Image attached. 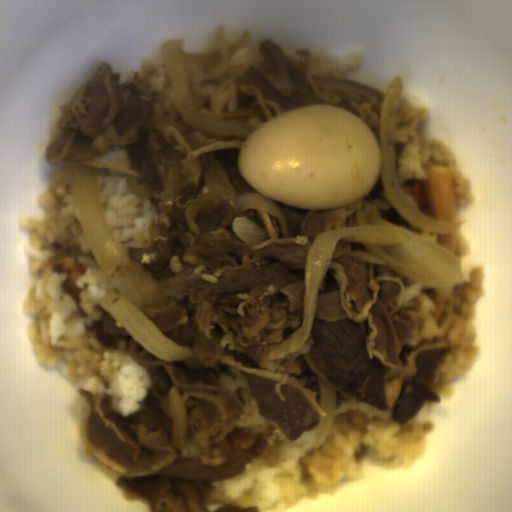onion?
<instances>
[{"mask_svg": "<svg viewBox=\"0 0 512 512\" xmlns=\"http://www.w3.org/2000/svg\"><path fill=\"white\" fill-rule=\"evenodd\" d=\"M340 240L361 243L351 254L375 267H388L426 288L455 287L464 281L459 256L441 243L380 217L372 202H362L350 226L316 234L305 258L302 323L285 339L270 345L266 362H277L310 339L323 281Z\"/></svg>", "mask_w": 512, "mask_h": 512, "instance_id": "onion-1", "label": "onion"}, {"mask_svg": "<svg viewBox=\"0 0 512 512\" xmlns=\"http://www.w3.org/2000/svg\"><path fill=\"white\" fill-rule=\"evenodd\" d=\"M65 184L82 232L101 268L117 293L100 296L102 307L145 351L164 363L196 358L194 349L166 337L145 313L146 306H166L164 287L149 273L121 276L116 264L131 259L116 236L103 206L98 171L88 165L70 163L49 180L48 191L58 197Z\"/></svg>", "mask_w": 512, "mask_h": 512, "instance_id": "onion-2", "label": "onion"}, {"mask_svg": "<svg viewBox=\"0 0 512 512\" xmlns=\"http://www.w3.org/2000/svg\"><path fill=\"white\" fill-rule=\"evenodd\" d=\"M183 37L170 36L160 43L164 79L179 117L190 127L222 138L245 140L257 127L210 114L197 96L193 77L204 81L243 78L258 57L259 39L253 30H242L233 40L224 23L210 26L202 52L187 50Z\"/></svg>", "mask_w": 512, "mask_h": 512, "instance_id": "onion-3", "label": "onion"}, {"mask_svg": "<svg viewBox=\"0 0 512 512\" xmlns=\"http://www.w3.org/2000/svg\"><path fill=\"white\" fill-rule=\"evenodd\" d=\"M406 84L402 76L393 75L384 90L379 110L380 177L382 188L396 212L419 229L456 234L463 228L461 219L442 221L424 213L404 190L398 162L396 109Z\"/></svg>", "mask_w": 512, "mask_h": 512, "instance_id": "onion-4", "label": "onion"}, {"mask_svg": "<svg viewBox=\"0 0 512 512\" xmlns=\"http://www.w3.org/2000/svg\"><path fill=\"white\" fill-rule=\"evenodd\" d=\"M209 169H205L203 176L207 186V193L201 195L198 202L185 207L183 215L193 235L199 236L201 229L196 222L197 214L208 203L214 207L221 201H227L237 212L231 222L235 236L243 243L254 244L268 241L267 230L248 217L243 216L248 210H261L278 219L285 238H292V231L288 218L283 209L272 199L260 193H240L230 180L222 162L210 151L207 154Z\"/></svg>", "mask_w": 512, "mask_h": 512, "instance_id": "onion-5", "label": "onion"}, {"mask_svg": "<svg viewBox=\"0 0 512 512\" xmlns=\"http://www.w3.org/2000/svg\"><path fill=\"white\" fill-rule=\"evenodd\" d=\"M321 408L325 414L320 425L314 428L313 449H320L329 439L334 428L338 387L326 377L317 374Z\"/></svg>", "mask_w": 512, "mask_h": 512, "instance_id": "onion-6", "label": "onion"}, {"mask_svg": "<svg viewBox=\"0 0 512 512\" xmlns=\"http://www.w3.org/2000/svg\"><path fill=\"white\" fill-rule=\"evenodd\" d=\"M167 404L172 419L173 446L179 450L188 438L189 417L185 398L178 386L172 384L169 388Z\"/></svg>", "mask_w": 512, "mask_h": 512, "instance_id": "onion-7", "label": "onion"}, {"mask_svg": "<svg viewBox=\"0 0 512 512\" xmlns=\"http://www.w3.org/2000/svg\"><path fill=\"white\" fill-rule=\"evenodd\" d=\"M160 151L165 158L166 170V180L161 205L162 208L171 210L176 205L182 173V155L171 143L161 148Z\"/></svg>", "mask_w": 512, "mask_h": 512, "instance_id": "onion-8", "label": "onion"}, {"mask_svg": "<svg viewBox=\"0 0 512 512\" xmlns=\"http://www.w3.org/2000/svg\"><path fill=\"white\" fill-rule=\"evenodd\" d=\"M157 124H165L177 129L187 145L193 151L201 147L208 146L179 121L161 115H152L150 118H148L146 122L141 125L140 133H146L150 128Z\"/></svg>", "mask_w": 512, "mask_h": 512, "instance_id": "onion-9", "label": "onion"}, {"mask_svg": "<svg viewBox=\"0 0 512 512\" xmlns=\"http://www.w3.org/2000/svg\"><path fill=\"white\" fill-rule=\"evenodd\" d=\"M125 181L130 195L140 199H151L157 191L149 183H138L135 176L126 173Z\"/></svg>", "mask_w": 512, "mask_h": 512, "instance_id": "onion-10", "label": "onion"}]
</instances>
